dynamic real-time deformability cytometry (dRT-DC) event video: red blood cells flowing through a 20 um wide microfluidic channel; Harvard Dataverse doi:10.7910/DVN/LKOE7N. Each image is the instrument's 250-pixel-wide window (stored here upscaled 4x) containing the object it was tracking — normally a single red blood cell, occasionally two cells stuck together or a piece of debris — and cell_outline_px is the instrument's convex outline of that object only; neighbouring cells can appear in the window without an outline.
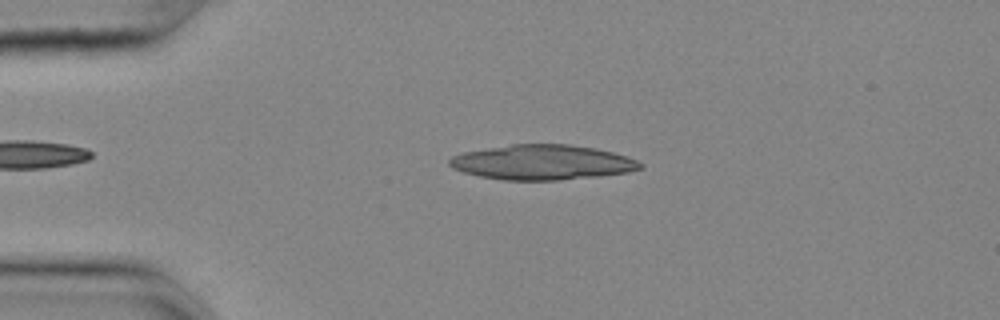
{"species": "common noctule bat (a hibernating species)", "species_latin": "Nyctalus noctula", "temperature_condition": "cold", "stored_images_in_passage": 50, "camera_frame_rate_fps": 3000, "um_per_image_px": 0.085, "animal": {"sex": "female", "body_mass_g": 25.1}, "frame": {"image": 1, "passage_image": 8, "time_ms": 2.333, "image_size_px": [1000, 320], "cell_outline_px": [[644, 168], [628, 172], [600, 176], [560, 180], [504, 180], [480, 176], [464, 172], [452, 168], [448, 164], [448, 160], [452, 156], [464, 152], [512, 144], [568, 144], [596, 148], [628, 156], [644, 164]], "centroid_in_image_um": [46.13, 13.8], "position_along_channel_um": 38.9, "area_um2": 38.96}}
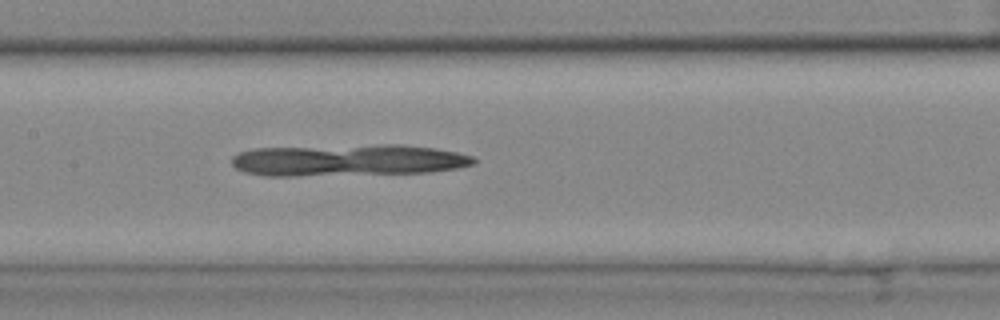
{"frame": {"image": 2, "passage_image": 22, "time_ms": 7.0, "image_size_px": [1000, 320], "cell_outline_px": [[476, 164], [456, 168], [428, 172], [296, 176], [264, 176], [244, 172], [236, 168], [232, 164], [232, 156], [236, 152], [256, 148], [384, 144], [400, 144], [436, 148], [456, 152], [472, 156], [476, 160]], "centroid_in_image_um": [29.55, 13.61], "position_along_channel_um": 177.9, "area_um2": 44.97}}
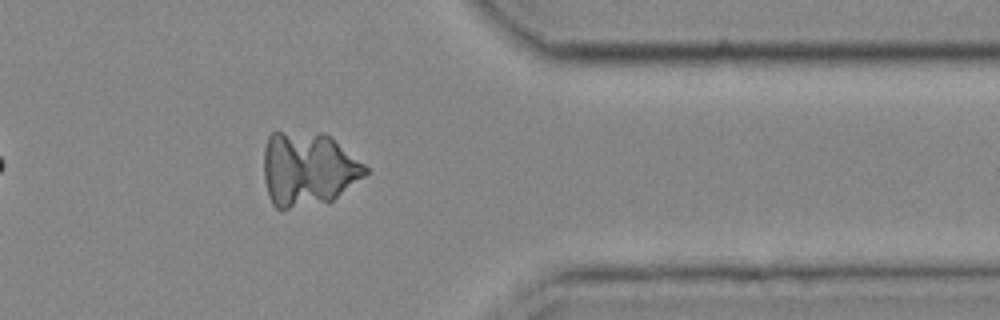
{"frame": {"image": 3, "passage_image": 40, "time_ms": 13.0, "image_size_px": [1000, 320], "cell_outline_px": [[372, 172], [328, 204], [280, 212], [272, 204], [268, 196], [264, 180], [264, 148], [268, 136], [272, 132], [324, 132], [332, 136], [364, 164]], "centroid_in_image_um": [26.21, 14.42], "position_along_channel_um": 385.2, "area_um2": 45.43}}